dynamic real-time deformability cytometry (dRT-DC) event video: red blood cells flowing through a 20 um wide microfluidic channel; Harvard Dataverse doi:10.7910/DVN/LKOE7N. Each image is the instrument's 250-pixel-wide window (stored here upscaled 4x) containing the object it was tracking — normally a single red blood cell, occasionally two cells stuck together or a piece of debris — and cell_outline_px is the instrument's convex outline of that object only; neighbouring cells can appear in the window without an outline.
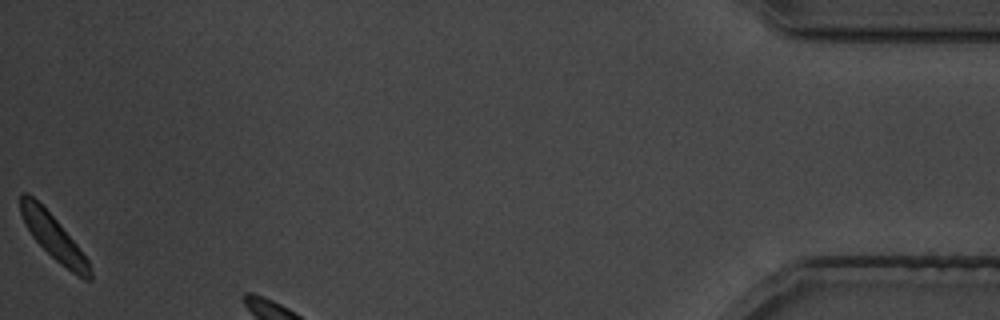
{"species": "common noctule bat (a hibernating species)", "species_latin": "Nyctalus noctula", "temperature_condition": "cold", "stored_images_in_passage": 28, "camera_frame_rate_fps": 3000, "um_per_image_px": 0.085, "animal": {"sex": "male", "body_mass_g": 19.5, "forearm_length_mm": 54.6}, "frame": {"image": 1, "passage_image": 28, "time_ms": 32.333, "image_size_px": [1000, 320], "cell_outline_px": [[92, 280], [84, 280], [60, 264], [32, 236], [24, 224], [20, 212], [20, 192], [28, 192], [60, 224], [80, 248], [88, 260], [92, 272]], "centroid_in_image_um": [4.55, 20.16], "position_along_channel_um": 430.6, "area_um2": 17.86}}